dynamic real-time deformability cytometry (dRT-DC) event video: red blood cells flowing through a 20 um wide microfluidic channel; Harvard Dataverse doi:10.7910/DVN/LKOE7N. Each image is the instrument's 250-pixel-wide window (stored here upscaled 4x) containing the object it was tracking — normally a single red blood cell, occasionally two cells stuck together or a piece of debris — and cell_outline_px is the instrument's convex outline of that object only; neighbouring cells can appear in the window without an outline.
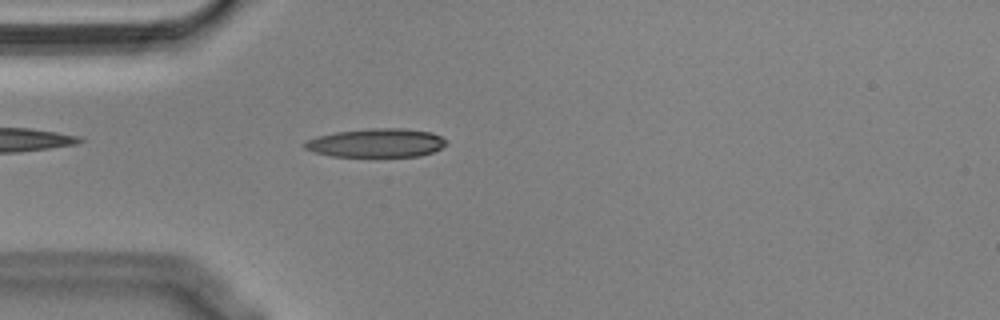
{"species": "Egyptian fruit bat (a non-hibernating species)", "species_latin": "Rousettus aegyptiacus", "temperature_condition": "cold", "stored_images_in_passage": 53, "camera_frame_rate_fps": 3000, "um_per_image_px": 0.085, "animal": {"sex": "male"}, "frame": {"image": 1, "passage_image": 13, "time_ms": 4.0, "image_size_px": [1000, 320], "cell_outline_px": [[448, 144], [432, 152], [420, 156], [332, 156], [312, 152], [304, 148], [300, 144], [316, 136], [336, 132], [372, 128], [404, 128], [432, 132], [448, 140]], "centroid_in_image_um": [31.99, 12.14], "position_along_channel_um": 53.0, "area_um2": 23.81}}
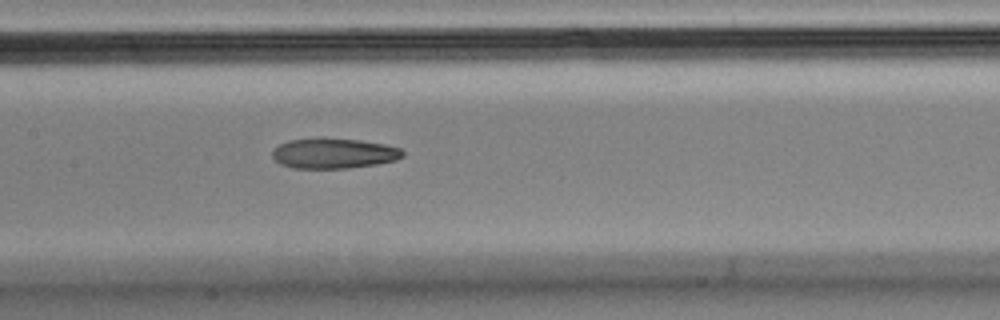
{"frame": {"image": 2, "passage_image": 24, "time_ms": 7.667, "image_size_px": [1000, 320], "cell_outline_px": [[404, 156], [396, 160], [376, 164], [348, 168], [292, 168], [280, 164], [272, 156], [272, 152], [280, 144], [288, 140], [320, 136], [360, 140], [384, 144], [400, 148], [404, 152]], "centroid_in_image_um": [28.36, 13.01], "position_along_channel_um": 179.0, "area_um2": 23.35}}
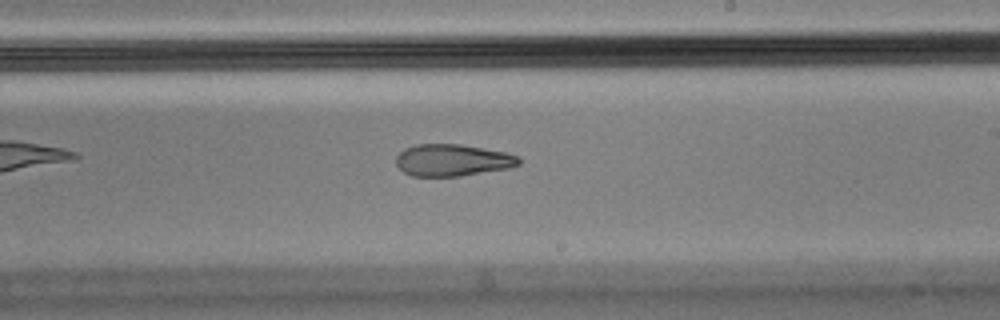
{"frame": {"image": 3, "passage_image": 30, "time_ms": 9.667, "image_size_px": [1000, 320], "cell_outline_px": [[520, 164], [512, 168], [460, 176], [412, 176], [404, 172], [396, 164], [396, 156], [404, 148], [416, 144], [460, 144], [504, 152], [520, 156]], "centroid_in_image_um": [38.48, 13.62], "position_along_channel_um": 250.5, "area_um2": 22.95}, "authors_computed_cell_mechanics": {"area_um2": 23.5824, "velocity_mm_per_s": 3.5921, "shape_relaxation_time_tau1_ms": null, "shape_relaxation_time_tau2_ms": 4.2459, "deformation_change_tau1": null, "deformation_change_tau2": 0.1301}}